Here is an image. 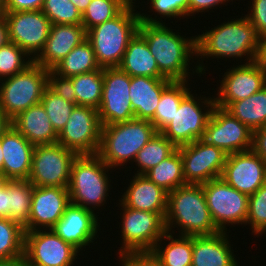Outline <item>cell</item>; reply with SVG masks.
Wrapping results in <instances>:
<instances>
[{"instance_id": "1", "label": "cell", "mask_w": 266, "mask_h": 266, "mask_svg": "<svg viewBox=\"0 0 266 266\" xmlns=\"http://www.w3.org/2000/svg\"><path fill=\"white\" fill-rule=\"evenodd\" d=\"M139 17L138 32L145 38L159 72L172 81L189 80L190 60L196 57V37L179 35L157 16L139 12Z\"/></svg>"}, {"instance_id": "2", "label": "cell", "mask_w": 266, "mask_h": 266, "mask_svg": "<svg viewBox=\"0 0 266 266\" xmlns=\"http://www.w3.org/2000/svg\"><path fill=\"white\" fill-rule=\"evenodd\" d=\"M221 23L211 30H205L196 37V57L236 58L246 56L244 64L255 61L258 50L259 35L246 16ZM233 20V21H232ZM222 57V58H221Z\"/></svg>"}, {"instance_id": "3", "label": "cell", "mask_w": 266, "mask_h": 266, "mask_svg": "<svg viewBox=\"0 0 266 266\" xmlns=\"http://www.w3.org/2000/svg\"><path fill=\"white\" fill-rule=\"evenodd\" d=\"M165 227L172 234L175 233L173 228L177 227L179 235L185 236L220 232L210 215L202 185L187 184L168 193Z\"/></svg>"}, {"instance_id": "4", "label": "cell", "mask_w": 266, "mask_h": 266, "mask_svg": "<svg viewBox=\"0 0 266 266\" xmlns=\"http://www.w3.org/2000/svg\"><path fill=\"white\" fill-rule=\"evenodd\" d=\"M110 170L98 154L77 155L67 187L70 203L93 212L107 204L111 189Z\"/></svg>"}, {"instance_id": "5", "label": "cell", "mask_w": 266, "mask_h": 266, "mask_svg": "<svg viewBox=\"0 0 266 266\" xmlns=\"http://www.w3.org/2000/svg\"><path fill=\"white\" fill-rule=\"evenodd\" d=\"M136 9L125 8L119 15L86 32L101 68L118 67L129 41L138 32L140 17Z\"/></svg>"}, {"instance_id": "6", "label": "cell", "mask_w": 266, "mask_h": 266, "mask_svg": "<svg viewBox=\"0 0 266 266\" xmlns=\"http://www.w3.org/2000/svg\"><path fill=\"white\" fill-rule=\"evenodd\" d=\"M157 133L148 120L133 119L101 127L98 155L113 170L133 162L137 153Z\"/></svg>"}, {"instance_id": "7", "label": "cell", "mask_w": 266, "mask_h": 266, "mask_svg": "<svg viewBox=\"0 0 266 266\" xmlns=\"http://www.w3.org/2000/svg\"><path fill=\"white\" fill-rule=\"evenodd\" d=\"M48 74L49 70L33 62L23 71L0 80V109L12 120L40 103L48 86Z\"/></svg>"}, {"instance_id": "8", "label": "cell", "mask_w": 266, "mask_h": 266, "mask_svg": "<svg viewBox=\"0 0 266 266\" xmlns=\"http://www.w3.org/2000/svg\"><path fill=\"white\" fill-rule=\"evenodd\" d=\"M122 212L121 237L122 246L118 254L128 252H151L155 244L167 232L166 213H153L126 207L120 200Z\"/></svg>"}, {"instance_id": "9", "label": "cell", "mask_w": 266, "mask_h": 266, "mask_svg": "<svg viewBox=\"0 0 266 266\" xmlns=\"http://www.w3.org/2000/svg\"><path fill=\"white\" fill-rule=\"evenodd\" d=\"M191 92L192 90L181 100L173 119L161 131L177 148L203 138L206 124L215 106V96L202 98L201 95L197 97V94L195 96Z\"/></svg>"}, {"instance_id": "10", "label": "cell", "mask_w": 266, "mask_h": 266, "mask_svg": "<svg viewBox=\"0 0 266 266\" xmlns=\"http://www.w3.org/2000/svg\"><path fill=\"white\" fill-rule=\"evenodd\" d=\"M77 155L58 142L34 146L28 181L37 187H68Z\"/></svg>"}, {"instance_id": "11", "label": "cell", "mask_w": 266, "mask_h": 266, "mask_svg": "<svg viewBox=\"0 0 266 266\" xmlns=\"http://www.w3.org/2000/svg\"><path fill=\"white\" fill-rule=\"evenodd\" d=\"M212 220L220 232L226 225H245L249 196L231 187L222 177L201 184Z\"/></svg>"}, {"instance_id": "12", "label": "cell", "mask_w": 266, "mask_h": 266, "mask_svg": "<svg viewBox=\"0 0 266 266\" xmlns=\"http://www.w3.org/2000/svg\"><path fill=\"white\" fill-rule=\"evenodd\" d=\"M101 127L97 109L76 105L58 134L57 142L78 155L98 154Z\"/></svg>"}, {"instance_id": "13", "label": "cell", "mask_w": 266, "mask_h": 266, "mask_svg": "<svg viewBox=\"0 0 266 266\" xmlns=\"http://www.w3.org/2000/svg\"><path fill=\"white\" fill-rule=\"evenodd\" d=\"M79 251L63 241L52 229L25 231L24 256L28 265L73 266Z\"/></svg>"}, {"instance_id": "14", "label": "cell", "mask_w": 266, "mask_h": 266, "mask_svg": "<svg viewBox=\"0 0 266 266\" xmlns=\"http://www.w3.org/2000/svg\"><path fill=\"white\" fill-rule=\"evenodd\" d=\"M103 90L98 109L102 126L135 119L129 95L130 75L118 67L103 68Z\"/></svg>"}, {"instance_id": "15", "label": "cell", "mask_w": 266, "mask_h": 266, "mask_svg": "<svg viewBox=\"0 0 266 266\" xmlns=\"http://www.w3.org/2000/svg\"><path fill=\"white\" fill-rule=\"evenodd\" d=\"M253 131L226 109L214 106L202 140L222 149L226 154L252 149Z\"/></svg>"}, {"instance_id": "16", "label": "cell", "mask_w": 266, "mask_h": 266, "mask_svg": "<svg viewBox=\"0 0 266 266\" xmlns=\"http://www.w3.org/2000/svg\"><path fill=\"white\" fill-rule=\"evenodd\" d=\"M182 156L186 184L201 185L221 177L228 154L198 139L177 148Z\"/></svg>"}, {"instance_id": "17", "label": "cell", "mask_w": 266, "mask_h": 266, "mask_svg": "<svg viewBox=\"0 0 266 266\" xmlns=\"http://www.w3.org/2000/svg\"><path fill=\"white\" fill-rule=\"evenodd\" d=\"M9 41L35 59L43 50L52 23L41 10L5 12ZM32 55V56H31Z\"/></svg>"}, {"instance_id": "18", "label": "cell", "mask_w": 266, "mask_h": 266, "mask_svg": "<svg viewBox=\"0 0 266 266\" xmlns=\"http://www.w3.org/2000/svg\"><path fill=\"white\" fill-rule=\"evenodd\" d=\"M227 70L217 87L215 105L218 107L226 109L232 102L245 99L266 86V70L255 61L233 65Z\"/></svg>"}, {"instance_id": "19", "label": "cell", "mask_w": 266, "mask_h": 266, "mask_svg": "<svg viewBox=\"0 0 266 266\" xmlns=\"http://www.w3.org/2000/svg\"><path fill=\"white\" fill-rule=\"evenodd\" d=\"M221 177L231 187L250 196L266 182V162L252 149L229 154Z\"/></svg>"}, {"instance_id": "20", "label": "cell", "mask_w": 266, "mask_h": 266, "mask_svg": "<svg viewBox=\"0 0 266 266\" xmlns=\"http://www.w3.org/2000/svg\"><path fill=\"white\" fill-rule=\"evenodd\" d=\"M96 214L89 209L70 203L51 229L63 241L71 244L80 252L86 249V246L90 248V243H93L99 236L97 234L98 231L100 232L99 215Z\"/></svg>"}, {"instance_id": "21", "label": "cell", "mask_w": 266, "mask_h": 266, "mask_svg": "<svg viewBox=\"0 0 266 266\" xmlns=\"http://www.w3.org/2000/svg\"><path fill=\"white\" fill-rule=\"evenodd\" d=\"M70 204L67 187L34 186L31 211L24 231L51 229Z\"/></svg>"}, {"instance_id": "22", "label": "cell", "mask_w": 266, "mask_h": 266, "mask_svg": "<svg viewBox=\"0 0 266 266\" xmlns=\"http://www.w3.org/2000/svg\"><path fill=\"white\" fill-rule=\"evenodd\" d=\"M84 40H86V30L82 24L52 25L45 46L34 62L47 70H52Z\"/></svg>"}, {"instance_id": "23", "label": "cell", "mask_w": 266, "mask_h": 266, "mask_svg": "<svg viewBox=\"0 0 266 266\" xmlns=\"http://www.w3.org/2000/svg\"><path fill=\"white\" fill-rule=\"evenodd\" d=\"M3 167L9 180H28L34 145L11 126L1 137Z\"/></svg>"}, {"instance_id": "24", "label": "cell", "mask_w": 266, "mask_h": 266, "mask_svg": "<svg viewBox=\"0 0 266 266\" xmlns=\"http://www.w3.org/2000/svg\"><path fill=\"white\" fill-rule=\"evenodd\" d=\"M228 240L230 239L227 232H218L208 236H192L191 266H240Z\"/></svg>"}, {"instance_id": "25", "label": "cell", "mask_w": 266, "mask_h": 266, "mask_svg": "<svg viewBox=\"0 0 266 266\" xmlns=\"http://www.w3.org/2000/svg\"><path fill=\"white\" fill-rule=\"evenodd\" d=\"M119 199L126 207L153 212L166 213L168 192L157 186L145 175L135 174Z\"/></svg>"}, {"instance_id": "26", "label": "cell", "mask_w": 266, "mask_h": 266, "mask_svg": "<svg viewBox=\"0 0 266 266\" xmlns=\"http://www.w3.org/2000/svg\"><path fill=\"white\" fill-rule=\"evenodd\" d=\"M171 82L167 78L130 76L129 95L135 119H153L162 92Z\"/></svg>"}, {"instance_id": "27", "label": "cell", "mask_w": 266, "mask_h": 266, "mask_svg": "<svg viewBox=\"0 0 266 266\" xmlns=\"http://www.w3.org/2000/svg\"><path fill=\"white\" fill-rule=\"evenodd\" d=\"M12 126L34 146L57 143L58 134L41 102L19 113Z\"/></svg>"}, {"instance_id": "28", "label": "cell", "mask_w": 266, "mask_h": 266, "mask_svg": "<svg viewBox=\"0 0 266 266\" xmlns=\"http://www.w3.org/2000/svg\"><path fill=\"white\" fill-rule=\"evenodd\" d=\"M118 68L131 77L165 78L159 72L156 60L151 54L145 38L139 32L129 41Z\"/></svg>"}, {"instance_id": "29", "label": "cell", "mask_w": 266, "mask_h": 266, "mask_svg": "<svg viewBox=\"0 0 266 266\" xmlns=\"http://www.w3.org/2000/svg\"><path fill=\"white\" fill-rule=\"evenodd\" d=\"M176 237L174 238V234L166 232L151 252L162 266H191L193 258L192 236L178 235ZM164 240L170 242L168 241V244L163 247L161 243Z\"/></svg>"}, {"instance_id": "30", "label": "cell", "mask_w": 266, "mask_h": 266, "mask_svg": "<svg viewBox=\"0 0 266 266\" xmlns=\"http://www.w3.org/2000/svg\"><path fill=\"white\" fill-rule=\"evenodd\" d=\"M226 110L254 131L266 126V86L253 95L232 102Z\"/></svg>"}, {"instance_id": "31", "label": "cell", "mask_w": 266, "mask_h": 266, "mask_svg": "<svg viewBox=\"0 0 266 266\" xmlns=\"http://www.w3.org/2000/svg\"><path fill=\"white\" fill-rule=\"evenodd\" d=\"M100 68L94 49L86 39L73 48L52 70L61 76L71 78Z\"/></svg>"}, {"instance_id": "32", "label": "cell", "mask_w": 266, "mask_h": 266, "mask_svg": "<svg viewBox=\"0 0 266 266\" xmlns=\"http://www.w3.org/2000/svg\"><path fill=\"white\" fill-rule=\"evenodd\" d=\"M188 80L172 81L162 92L153 119L150 121L161 132L173 119L181 100L190 92Z\"/></svg>"}, {"instance_id": "33", "label": "cell", "mask_w": 266, "mask_h": 266, "mask_svg": "<svg viewBox=\"0 0 266 266\" xmlns=\"http://www.w3.org/2000/svg\"><path fill=\"white\" fill-rule=\"evenodd\" d=\"M144 175L168 193L187 185L184 180L182 156L178 149Z\"/></svg>"}, {"instance_id": "34", "label": "cell", "mask_w": 266, "mask_h": 266, "mask_svg": "<svg viewBox=\"0 0 266 266\" xmlns=\"http://www.w3.org/2000/svg\"><path fill=\"white\" fill-rule=\"evenodd\" d=\"M176 150L177 147L169 139L161 132H157L137 153L133 163L135 162L139 169L135 174L144 175Z\"/></svg>"}, {"instance_id": "35", "label": "cell", "mask_w": 266, "mask_h": 266, "mask_svg": "<svg viewBox=\"0 0 266 266\" xmlns=\"http://www.w3.org/2000/svg\"><path fill=\"white\" fill-rule=\"evenodd\" d=\"M6 187L8 188L10 220L24 227L30 216L34 185L28 180L15 179L9 180Z\"/></svg>"}, {"instance_id": "36", "label": "cell", "mask_w": 266, "mask_h": 266, "mask_svg": "<svg viewBox=\"0 0 266 266\" xmlns=\"http://www.w3.org/2000/svg\"><path fill=\"white\" fill-rule=\"evenodd\" d=\"M77 106L99 109L103 90V68L71 77Z\"/></svg>"}, {"instance_id": "37", "label": "cell", "mask_w": 266, "mask_h": 266, "mask_svg": "<svg viewBox=\"0 0 266 266\" xmlns=\"http://www.w3.org/2000/svg\"><path fill=\"white\" fill-rule=\"evenodd\" d=\"M24 233L18 222L0 218V260L24 255Z\"/></svg>"}, {"instance_id": "38", "label": "cell", "mask_w": 266, "mask_h": 266, "mask_svg": "<svg viewBox=\"0 0 266 266\" xmlns=\"http://www.w3.org/2000/svg\"><path fill=\"white\" fill-rule=\"evenodd\" d=\"M41 104L45 108V111L51 121L52 127L57 134L66 125L72 110L76 106V103L65 100L60 97L48 86L45 88Z\"/></svg>"}, {"instance_id": "39", "label": "cell", "mask_w": 266, "mask_h": 266, "mask_svg": "<svg viewBox=\"0 0 266 266\" xmlns=\"http://www.w3.org/2000/svg\"><path fill=\"white\" fill-rule=\"evenodd\" d=\"M34 62L24 50L15 43L8 42L0 47V80L11 77Z\"/></svg>"}, {"instance_id": "40", "label": "cell", "mask_w": 266, "mask_h": 266, "mask_svg": "<svg viewBox=\"0 0 266 266\" xmlns=\"http://www.w3.org/2000/svg\"><path fill=\"white\" fill-rule=\"evenodd\" d=\"M125 8L116 0H92L82 14V25L86 32L119 15Z\"/></svg>"}, {"instance_id": "41", "label": "cell", "mask_w": 266, "mask_h": 266, "mask_svg": "<svg viewBox=\"0 0 266 266\" xmlns=\"http://www.w3.org/2000/svg\"><path fill=\"white\" fill-rule=\"evenodd\" d=\"M41 11L52 25L82 24V14L70 0H44Z\"/></svg>"}, {"instance_id": "42", "label": "cell", "mask_w": 266, "mask_h": 266, "mask_svg": "<svg viewBox=\"0 0 266 266\" xmlns=\"http://www.w3.org/2000/svg\"><path fill=\"white\" fill-rule=\"evenodd\" d=\"M252 229V233L259 237L266 230V182L249 196L248 215L245 225Z\"/></svg>"}, {"instance_id": "43", "label": "cell", "mask_w": 266, "mask_h": 266, "mask_svg": "<svg viewBox=\"0 0 266 266\" xmlns=\"http://www.w3.org/2000/svg\"><path fill=\"white\" fill-rule=\"evenodd\" d=\"M152 12L160 15L161 18H180L188 17V0H148ZM162 15V16H161Z\"/></svg>"}, {"instance_id": "44", "label": "cell", "mask_w": 266, "mask_h": 266, "mask_svg": "<svg viewBox=\"0 0 266 266\" xmlns=\"http://www.w3.org/2000/svg\"><path fill=\"white\" fill-rule=\"evenodd\" d=\"M48 87L67 101L76 103V93L70 77H64L49 70Z\"/></svg>"}, {"instance_id": "45", "label": "cell", "mask_w": 266, "mask_h": 266, "mask_svg": "<svg viewBox=\"0 0 266 266\" xmlns=\"http://www.w3.org/2000/svg\"><path fill=\"white\" fill-rule=\"evenodd\" d=\"M250 11L245 15L259 37L266 35V0H251Z\"/></svg>"}, {"instance_id": "46", "label": "cell", "mask_w": 266, "mask_h": 266, "mask_svg": "<svg viewBox=\"0 0 266 266\" xmlns=\"http://www.w3.org/2000/svg\"><path fill=\"white\" fill-rule=\"evenodd\" d=\"M118 258L122 266H162L152 252H128Z\"/></svg>"}, {"instance_id": "47", "label": "cell", "mask_w": 266, "mask_h": 266, "mask_svg": "<svg viewBox=\"0 0 266 266\" xmlns=\"http://www.w3.org/2000/svg\"><path fill=\"white\" fill-rule=\"evenodd\" d=\"M44 0H4L5 12L41 10Z\"/></svg>"}, {"instance_id": "48", "label": "cell", "mask_w": 266, "mask_h": 266, "mask_svg": "<svg viewBox=\"0 0 266 266\" xmlns=\"http://www.w3.org/2000/svg\"><path fill=\"white\" fill-rule=\"evenodd\" d=\"M233 2V0H231ZM230 0H188V17L199 12H209V10L216 8L219 4L231 2Z\"/></svg>"}, {"instance_id": "49", "label": "cell", "mask_w": 266, "mask_h": 266, "mask_svg": "<svg viewBox=\"0 0 266 266\" xmlns=\"http://www.w3.org/2000/svg\"><path fill=\"white\" fill-rule=\"evenodd\" d=\"M252 150L266 162V126L253 131Z\"/></svg>"}, {"instance_id": "50", "label": "cell", "mask_w": 266, "mask_h": 266, "mask_svg": "<svg viewBox=\"0 0 266 266\" xmlns=\"http://www.w3.org/2000/svg\"><path fill=\"white\" fill-rule=\"evenodd\" d=\"M255 62L266 70V35L259 37Z\"/></svg>"}, {"instance_id": "51", "label": "cell", "mask_w": 266, "mask_h": 266, "mask_svg": "<svg viewBox=\"0 0 266 266\" xmlns=\"http://www.w3.org/2000/svg\"><path fill=\"white\" fill-rule=\"evenodd\" d=\"M0 218L10 219L7 187L0 191Z\"/></svg>"}, {"instance_id": "52", "label": "cell", "mask_w": 266, "mask_h": 266, "mask_svg": "<svg viewBox=\"0 0 266 266\" xmlns=\"http://www.w3.org/2000/svg\"><path fill=\"white\" fill-rule=\"evenodd\" d=\"M9 41L8 27L4 15L0 16V47L6 45Z\"/></svg>"}, {"instance_id": "53", "label": "cell", "mask_w": 266, "mask_h": 266, "mask_svg": "<svg viewBox=\"0 0 266 266\" xmlns=\"http://www.w3.org/2000/svg\"><path fill=\"white\" fill-rule=\"evenodd\" d=\"M0 266H27L26 257L21 255L13 259L0 260Z\"/></svg>"}, {"instance_id": "54", "label": "cell", "mask_w": 266, "mask_h": 266, "mask_svg": "<svg viewBox=\"0 0 266 266\" xmlns=\"http://www.w3.org/2000/svg\"><path fill=\"white\" fill-rule=\"evenodd\" d=\"M12 126V120L0 109V138Z\"/></svg>"}, {"instance_id": "55", "label": "cell", "mask_w": 266, "mask_h": 266, "mask_svg": "<svg viewBox=\"0 0 266 266\" xmlns=\"http://www.w3.org/2000/svg\"><path fill=\"white\" fill-rule=\"evenodd\" d=\"M70 1L76 6V8L81 12V14H83L92 0H70Z\"/></svg>"}, {"instance_id": "56", "label": "cell", "mask_w": 266, "mask_h": 266, "mask_svg": "<svg viewBox=\"0 0 266 266\" xmlns=\"http://www.w3.org/2000/svg\"><path fill=\"white\" fill-rule=\"evenodd\" d=\"M116 1H118L124 8H130V9L136 8L135 7L136 6L135 2H137L136 0H116Z\"/></svg>"}, {"instance_id": "57", "label": "cell", "mask_w": 266, "mask_h": 266, "mask_svg": "<svg viewBox=\"0 0 266 266\" xmlns=\"http://www.w3.org/2000/svg\"><path fill=\"white\" fill-rule=\"evenodd\" d=\"M8 181L9 179L2 172H0V191L6 187Z\"/></svg>"}, {"instance_id": "58", "label": "cell", "mask_w": 266, "mask_h": 266, "mask_svg": "<svg viewBox=\"0 0 266 266\" xmlns=\"http://www.w3.org/2000/svg\"><path fill=\"white\" fill-rule=\"evenodd\" d=\"M3 167V153H2V147H1V138H0V170Z\"/></svg>"}, {"instance_id": "59", "label": "cell", "mask_w": 266, "mask_h": 266, "mask_svg": "<svg viewBox=\"0 0 266 266\" xmlns=\"http://www.w3.org/2000/svg\"><path fill=\"white\" fill-rule=\"evenodd\" d=\"M5 14L4 0H0V16Z\"/></svg>"}]
</instances>
